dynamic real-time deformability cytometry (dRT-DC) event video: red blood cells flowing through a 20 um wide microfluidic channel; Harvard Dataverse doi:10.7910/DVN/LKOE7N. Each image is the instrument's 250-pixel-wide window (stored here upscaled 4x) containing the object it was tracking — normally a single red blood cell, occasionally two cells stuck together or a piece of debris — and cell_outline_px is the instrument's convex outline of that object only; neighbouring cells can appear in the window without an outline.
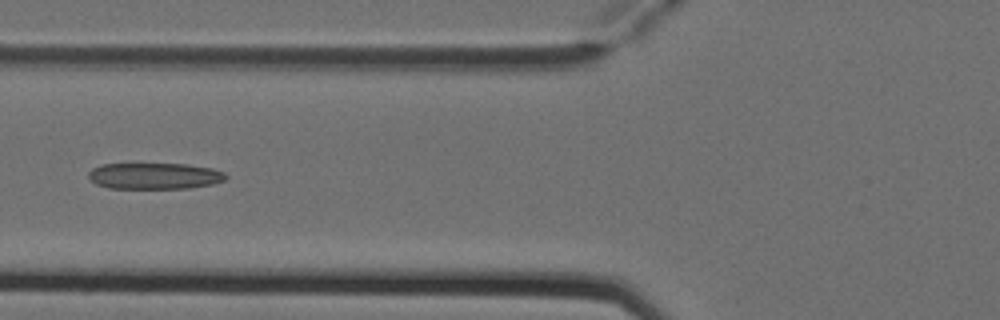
{"species": "Egyptian fruit bat (a non-hibernating species)", "species_latin": "Rousettus aegyptiacus", "temperature_condition": "cold", "stored_images_in_passage": 6, "camera_frame_rate_fps": 3000, "um_per_image_px": 0.085, "animal": {"sex": "female"}, "frame": {"image": 1, "passage_image": 6, "time_ms": 1.667, "image_size_px": [1000, 320], "cell_outline_px": [[228, 176], [224, 180], [212, 184], [188, 188], [108, 188], [96, 184], [88, 180], [88, 172], [92, 168], [100, 164], [184, 164], [212, 168], [224, 172]], "centroid_in_image_um": [13.09, 14.95], "position_along_channel_um": 112.7, "area_um2": 21.1}}